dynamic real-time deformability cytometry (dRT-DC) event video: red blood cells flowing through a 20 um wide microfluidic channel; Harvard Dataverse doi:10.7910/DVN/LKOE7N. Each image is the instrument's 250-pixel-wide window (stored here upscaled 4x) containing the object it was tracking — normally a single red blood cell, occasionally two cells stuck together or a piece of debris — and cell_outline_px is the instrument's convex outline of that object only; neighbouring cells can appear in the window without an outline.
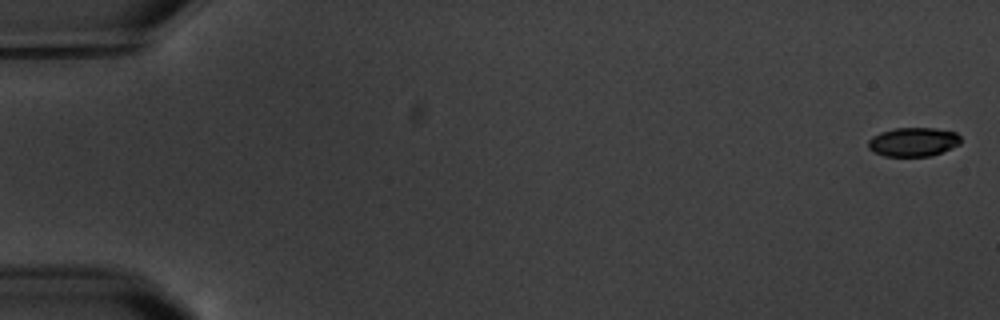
{"species": "common noctule bat (a hibernating species)", "species_latin": "Nyctalus noctula", "temperature_condition": "warm", "stored_images_in_passage": 5, "camera_frame_rate_fps": 3000, "um_per_image_px": 0.085, "animal": {"sex": "male", "body_mass_g": 20.1, "forearm_length_mm": 53.5}, "frame": {"image": 1, "passage_image": 1, "time_ms": 0.0, "image_size_px": [1000, 320], "cell_outline_px": [[960, 144], [932, 156], [884, 156], [872, 152], [868, 148], [868, 140], [872, 136], [880, 132], [896, 128], [936, 128], [956, 132], [960, 136]], "centroid_in_image_um": [77.61, 12.06], "position_along_channel_um": 7.4, "area_um2": 15.72}}
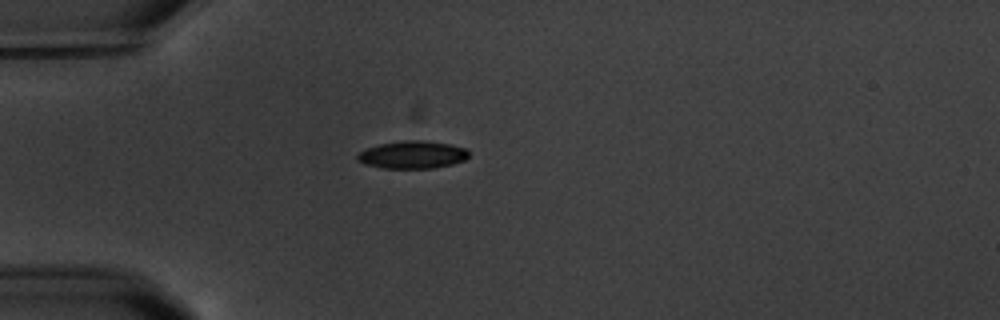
{"frame": {"image": 2, "passage_image": 5, "time_ms": 5.333, "image_size_px": [1000, 320], "cell_outline_px": [[468, 156], [464, 160], [452, 164], [432, 168], [384, 168], [364, 164], [356, 160], [356, 156], [360, 152], [368, 148], [380, 144], [404, 140], [424, 140], [452, 144], [464, 148], [468, 152]], "centroid_in_image_um": [35.05, 13.15], "position_along_channel_um": 49.9, "area_um2": 17.86}}